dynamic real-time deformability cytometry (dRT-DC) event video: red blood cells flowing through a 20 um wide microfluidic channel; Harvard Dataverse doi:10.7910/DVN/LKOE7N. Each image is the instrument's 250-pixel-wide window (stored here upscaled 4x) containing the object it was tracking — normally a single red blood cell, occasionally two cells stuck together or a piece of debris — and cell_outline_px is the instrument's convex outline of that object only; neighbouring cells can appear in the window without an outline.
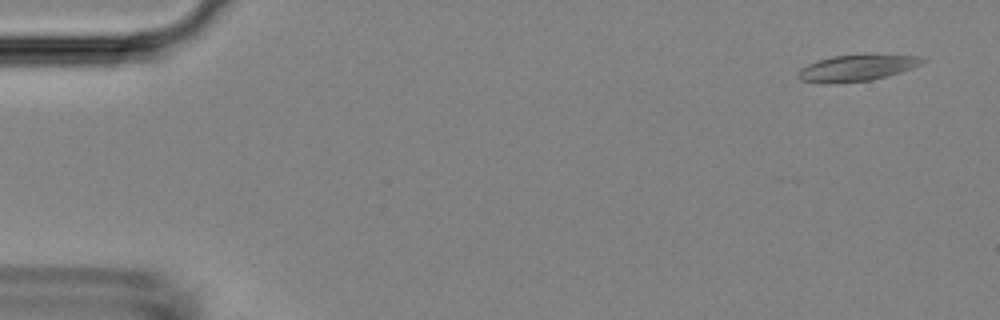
{"species": "Egyptian fruit bat (a non-hibernating species)", "species_latin": "Rousettus aegyptiacus", "temperature_condition": "room temperature", "stored_images_in_passage": 4, "camera_frame_rate_fps": 3000, "um_per_image_px": 0.085, "animal": {"sex": "female"}, "frame": {"image": 1, "passage_image": 1, "time_ms": 0.0, "image_size_px": [1000, 320], "cell_outline_px": [[924, 60], [920, 64], [912, 68], [900, 72], [872, 80], [832, 84], [820, 84], [800, 80], [796, 76], [796, 72], [800, 68], [816, 60], [832, 56], [920, 56]], "centroid_in_image_um": [72.68, 5.82], "position_along_channel_um": 12.3, "area_um2": 18.73}}
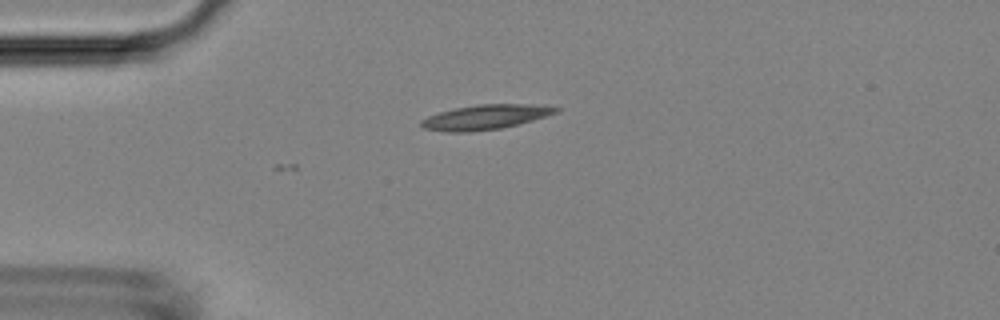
{"frame": {"image": 2, "passage_image": 4, "time_ms": 3.333, "image_size_px": [1000, 320], "cell_outline_px": [[564, 108], [560, 112], [532, 120], [500, 128], [468, 132], [448, 132], [424, 128], [420, 124], [420, 120], [428, 116], [440, 112], [456, 108], [476, 104], [544, 104]], "centroid_in_image_um": [41.33, 9.93], "position_along_channel_um": 43.7, "area_um2": 19.48}}